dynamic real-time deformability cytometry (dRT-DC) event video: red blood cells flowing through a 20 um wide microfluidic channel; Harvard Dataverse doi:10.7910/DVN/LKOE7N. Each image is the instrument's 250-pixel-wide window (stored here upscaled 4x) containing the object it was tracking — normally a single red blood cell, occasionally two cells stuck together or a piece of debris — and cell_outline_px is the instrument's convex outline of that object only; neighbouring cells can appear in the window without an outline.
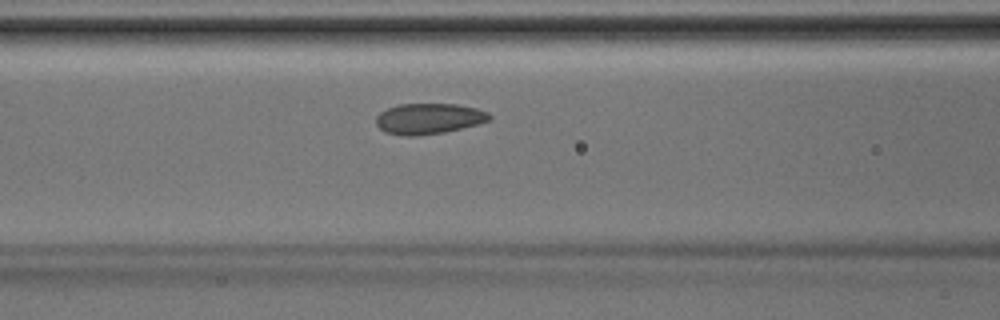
{"species": "Egyptian fruit bat (a non-hibernating species)", "species_latin": "Rousettus aegyptiacus", "temperature_condition": "room temperature", "stored_images_in_passage": 35, "camera_frame_rate_fps": 3000, "um_per_image_px": 0.085, "animal": {"sex": "male"}, "frame": {"image": 1, "passage_image": 12, "time_ms": 3.667, "image_size_px": [1000, 320], "cell_outline_px": [[492, 120], [444, 132], [416, 136], [404, 136], [384, 132], [376, 124], [376, 116], [380, 112], [388, 108], [400, 104], [456, 104], [476, 108], [488, 112], [492, 116]], "centroid_in_image_um": [36.44, 10.09], "position_along_channel_um": 130.2, "area_um2": 20.29}}
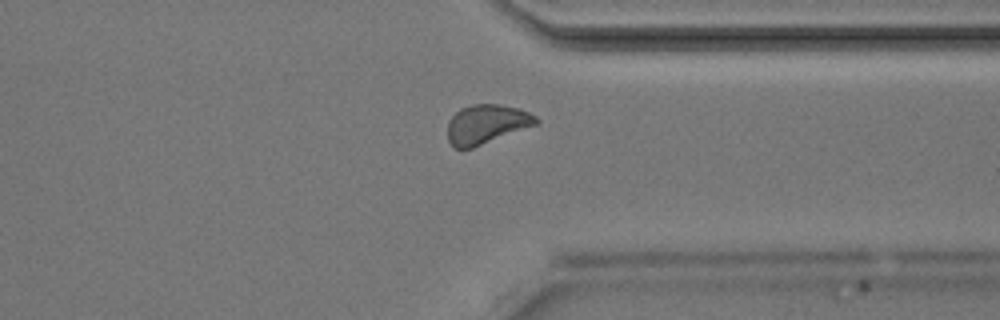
{"frame": {"image": 2, "passage_image": 27, "time_ms": 8.667, "image_size_px": [1000, 320], "cell_outline_px": [[540, 124], [472, 148], [452, 148], [448, 140], [448, 120], [460, 108], [472, 104], [500, 104], [520, 108], [536, 116], [540, 120]], "centroid_in_image_um": [41.38, 10.55], "position_along_channel_um": 370.0, "area_um2": 20.58}}
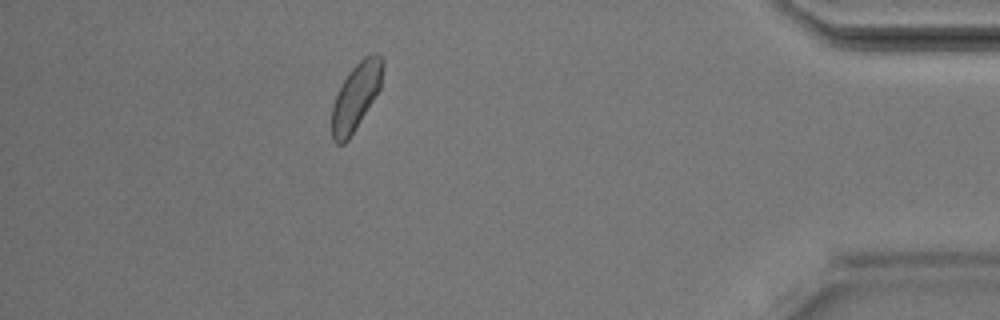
{"frame": {"image": 3, "passage_image": 32, "time_ms": 10.333, "image_size_px": [1000, 320], "cell_outline_px": [[384, 60], [380, 88], [348, 140], [344, 144], [336, 144], [332, 140], [332, 104], [344, 80], [352, 68], [364, 56], [372, 52], [376, 52]], "centroid_in_image_um": [30.25, 8.19], "position_along_channel_um": 404.9, "area_um2": 19.54}}